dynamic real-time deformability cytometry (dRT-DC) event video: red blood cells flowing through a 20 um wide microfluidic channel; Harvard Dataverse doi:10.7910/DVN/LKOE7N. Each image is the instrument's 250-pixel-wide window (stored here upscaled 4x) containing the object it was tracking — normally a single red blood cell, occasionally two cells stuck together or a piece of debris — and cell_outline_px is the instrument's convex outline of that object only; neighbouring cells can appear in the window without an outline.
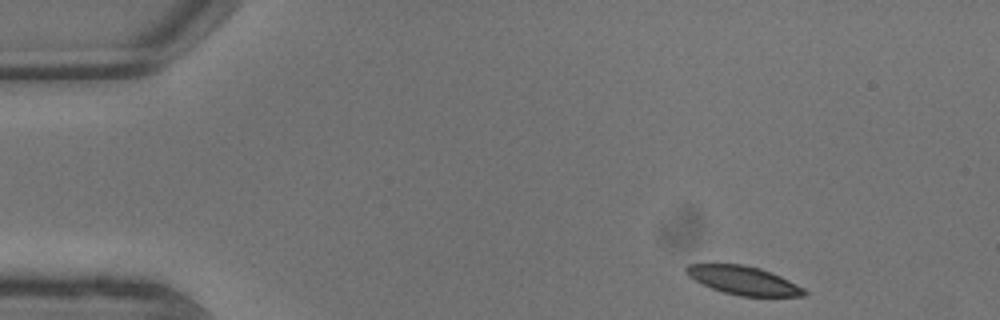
{"species": "common noctule bat (a hibernating species)", "species_latin": "Nyctalus noctula", "temperature_condition": "warm", "stored_images_in_passage": 8, "camera_frame_rate_fps": 3000, "um_per_image_px": 0.085, "animal": {"sex": "male", "body_mass_g": 13.3}, "frame": {"image": 1, "passage_image": 1, "time_ms": 0.0, "image_size_px": [1000, 320], "cell_outline_px": [[808, 292], [804, 296], [740, 296], [724, 292], [712, 288], [688, 276], [684, 272], [684, 268], [688, 264], [740, 264], [760, 268], [772, 272], [804, 288]], "centroid_in_image_um": [63.19, 23.83], "position_along_channel_um": 21.8, "area_um2": 19.48}}
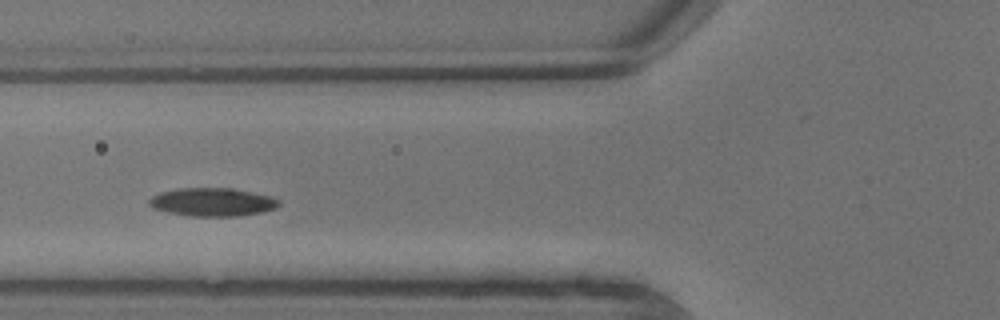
{"frame": {"image": 2, "passage_image": 6, "time_ms": 1.667, "image_size_px": [1000, 320], "cell_outline_px": [[280, 204], [276, 208], [260, 212], [236, 216], [192, 216], [168, 212], [152, 208], [148, 204], [148, 200], [152, 196], [160, 192], [180, 188], [232, 188], [272, 196], [280, 200]], "centroid_in_image_um": [18.05, 17.17], "position_along_channel_um": 107.7, "area_um2": 21.39}}
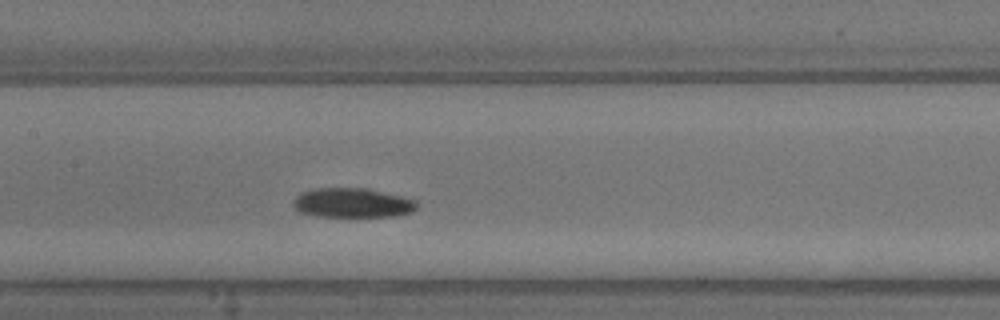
{"frame": {"image": 3, "passage_image": 8, "time_ms": 2.333, "image_size_px": [1000, 320], "cell_outline_px": [[420, 204], [412, 212], [396, 216], [316, 216], [300, 212], [292, 204], [292, 200], [300, 192], [316, 188], [368, 188], [416, 200]], "centroid_in_image_um": [29.95, 17.23], "position_along_channel_um": 177.4, "area_um2": 21.33}}